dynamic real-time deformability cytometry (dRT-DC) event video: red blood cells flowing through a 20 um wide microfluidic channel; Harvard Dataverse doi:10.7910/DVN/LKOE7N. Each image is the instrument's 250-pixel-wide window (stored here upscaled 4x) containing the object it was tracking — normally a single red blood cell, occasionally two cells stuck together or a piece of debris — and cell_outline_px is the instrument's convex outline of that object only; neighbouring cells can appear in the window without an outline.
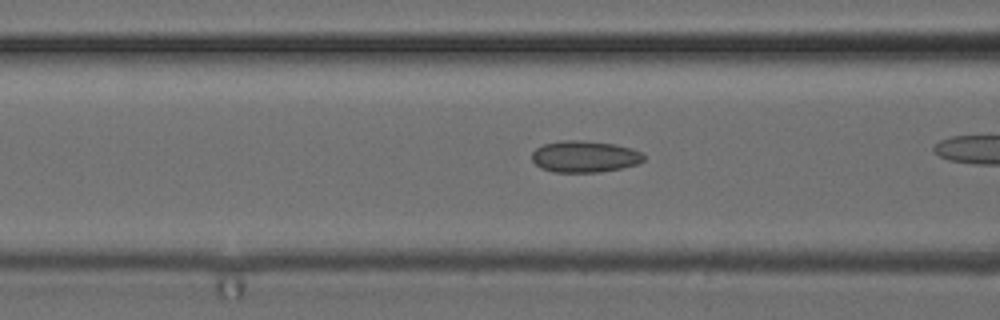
{"species": "common noctule bat (a hibernating species)", "species_latin": "Nyctalus noctula", "temperature_condition": "cold", "stored_images_in_passage": 18, "camera_frame_rate_fps": 3000, "um_per_image_px": 0.085, "animal": {"sex": "female", "body_mass_g": 24.6, "forearm_length_mm": 56.2}, "frame": {"image": 1, "passage_image": 16, "time_ms": 5.0, "image_size_px": [1000, 320], "cell_outline_px": [[644, 160], [640, 164], [600, 172], [552, 172], [540, 168], [532, 160], [532, 152], [536, 148], [544, 144], [560, 140], [584, 140], [616, 144], [632, 148], [640, 152], [644, 156]], "centroid_in_image_um": [49.69, 13.3], "position_along_channel_um": 116.9, "area_um2": 20.81}}